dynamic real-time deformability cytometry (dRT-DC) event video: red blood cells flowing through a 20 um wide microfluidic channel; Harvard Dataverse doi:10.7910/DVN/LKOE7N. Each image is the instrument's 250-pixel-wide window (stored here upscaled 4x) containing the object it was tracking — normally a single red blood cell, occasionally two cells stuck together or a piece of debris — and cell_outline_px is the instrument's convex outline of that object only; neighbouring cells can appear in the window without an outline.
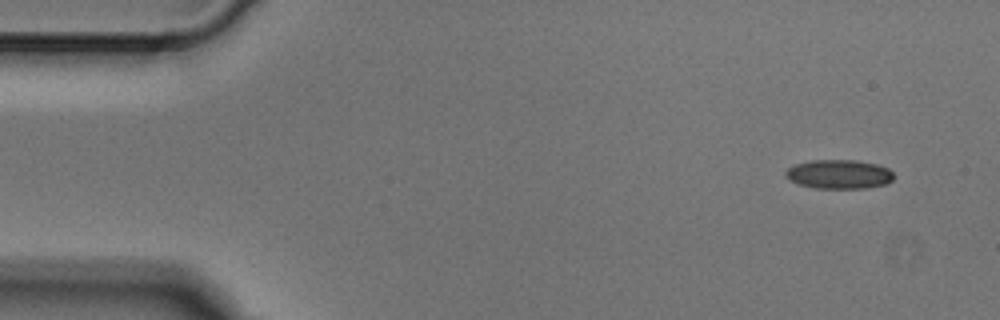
{"species": "Egyptian fruit bat (a non-hibernating species)", "species_latin": "Rousettus aegyptiacus", "temperature_condition": "cold", "stored_images_in_passage": 7, "camera_frame_rate_fps": 3000, "um_per_image_px": 0.085, "animal": {"sex": "male"}, "frame": {"image": 1, "passage_image": 1, "time_ms": 0.0, "image_size_px": [1000, 320], "cell_outline_px": [[892, 180], [884, 184], [868, 188], [816, 188], [800, 184], [784, 176], [784, 172], [788, 168], [796, 164], [812, 160], [856, 160], [876, 164], [888, 168], [892, 172]], "centroid_in_image_um": [71.31, 14.8], "position_along_channel_um": 13.7, "area_um2": 18.15}}
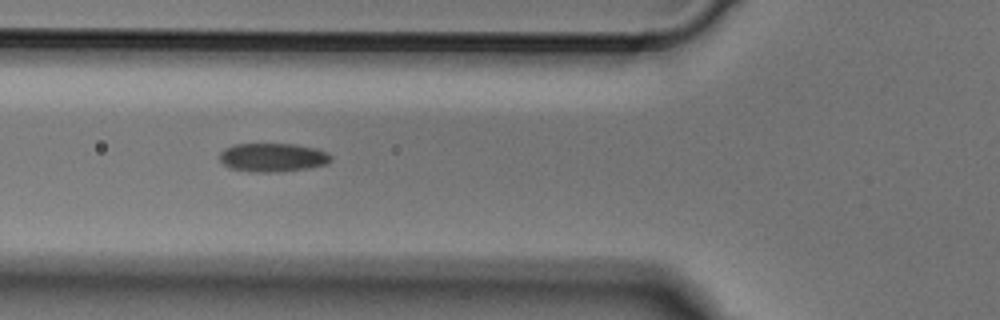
{"frame": {"image": 2, "passage_image": 5, "time_ms": 1.333, "image_size_px": [1000, 320], "cell_outline_px": [[332, 160], [328, 164], [308, 168], [268, 172], [252, 172], [228, 168], [220, 160], [220, 152], [224, 148], [236, 144], [296, 144], [316, 148], [328, 152], [332, 156]], "centroid_in_image_um": [23.2, 13.37], "position_along_channel_um": 102.6, "area_um2": 18.67}}
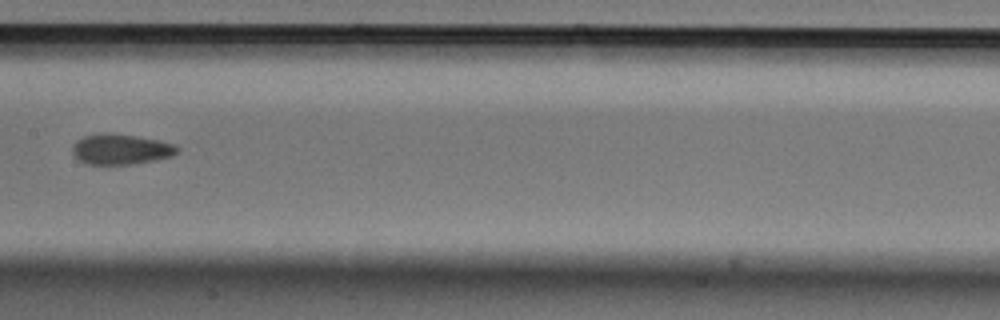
{"frame": {"image": 3, "passage_image": 7, "time_ms": 2.0, "image_size_px": [1000, 320], "cell_outline_px": [[180, 148], [172, 156], [156, 160], [132, 164], [88, 164], [80, 160], [72, 152], [72, 144], [76, 140], [84, 136], [104, 132], [108, 132], [136, 136], [160, 140], [176, 144]], "centroid_in_image_um": [10.28, 12.67], "position_along_channel_um": 197.1, "area_um2": 18.73}}